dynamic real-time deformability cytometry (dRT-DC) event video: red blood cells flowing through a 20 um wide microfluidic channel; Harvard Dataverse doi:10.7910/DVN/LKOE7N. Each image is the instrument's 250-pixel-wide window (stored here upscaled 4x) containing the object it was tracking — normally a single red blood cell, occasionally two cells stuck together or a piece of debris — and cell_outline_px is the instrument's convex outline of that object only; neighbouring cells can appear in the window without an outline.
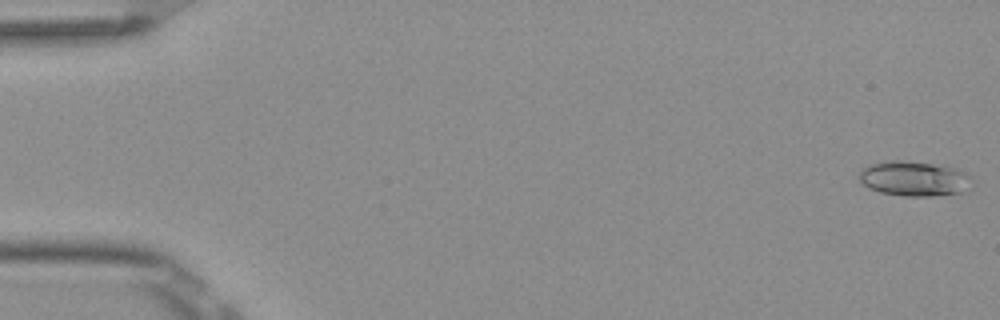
{"species": "Egyptian fruit bat (a non-hibernating species)", "species_latin": "Rousettus aegyptiacus", "temperature_condition": "room temperature", "stored_images_in_passage": 52, "camera_frame_rate_fps": 3000, "um_per_image_px": 0.085, "frame": {"image": 1, "passage_image": 1, "time_ms": 0.0, "image_size_px": [1000, 320], "cell_outline_px": [[972, 188], [960, 192], [932, 196], [904, 196], [880, 192], [868, 188], [860, 180], [860, 172], [868, 164], [884, 160], [896, 160], [932, 164], [956, 168], [972, 176]], "centroid_in_image_um": [77.72, 15.18], "position_along_channel_um": 7.3, "area_um2": 23.0}}
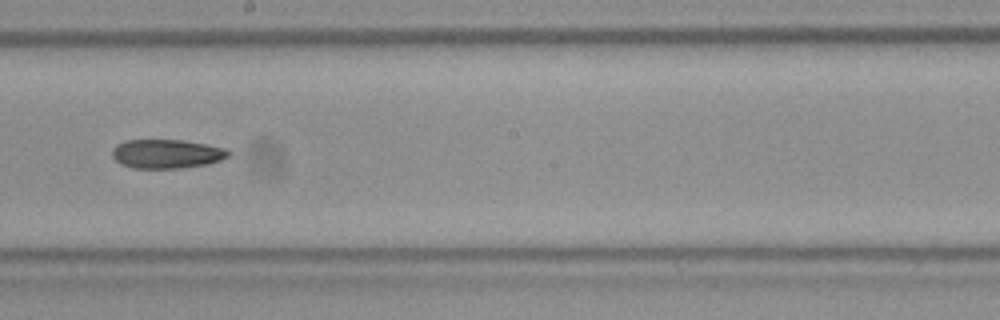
{"frame": {"image": 2, "passage_image": 30, "time_ms": 9.667, "image_size_px": [1000, 320], "cell_outline_px": [[232, 152], [228, 156], [220, 160], [208, 164], [180, 168], [132, 168], [120, 164], [112, 156], [112, 148], [116, 144], [128, 140], [184, 140], [208, 144], [224, 148]], "centroid_in_image_um": [14.16, 13.07], "position_along_channel_um": 234.0, "area_um2": 19.77}}
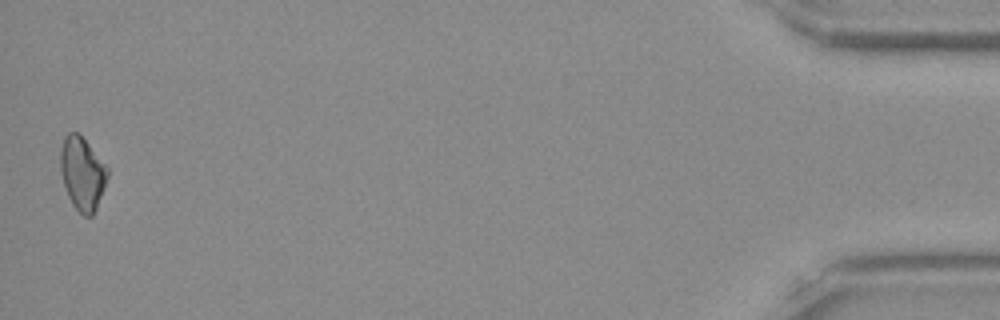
{"frame": {"image": 3, "passage_image": 52, "time_ms": 17.0, "image_size_px": [1000, 320], "cell_outline_px": [[108, 176], [104, 188], [96, 208], [92, 216], [84, 216], [72, 204], [68, 196], [60, 172], [60, 148], [64, 136], [68, 132], [76, 132], [88, 144], [108, 168]], "centroid_in_image_um": [6.97, 14.74], "position_along_channel_um": 428.2, "area_um2": 19.83}}